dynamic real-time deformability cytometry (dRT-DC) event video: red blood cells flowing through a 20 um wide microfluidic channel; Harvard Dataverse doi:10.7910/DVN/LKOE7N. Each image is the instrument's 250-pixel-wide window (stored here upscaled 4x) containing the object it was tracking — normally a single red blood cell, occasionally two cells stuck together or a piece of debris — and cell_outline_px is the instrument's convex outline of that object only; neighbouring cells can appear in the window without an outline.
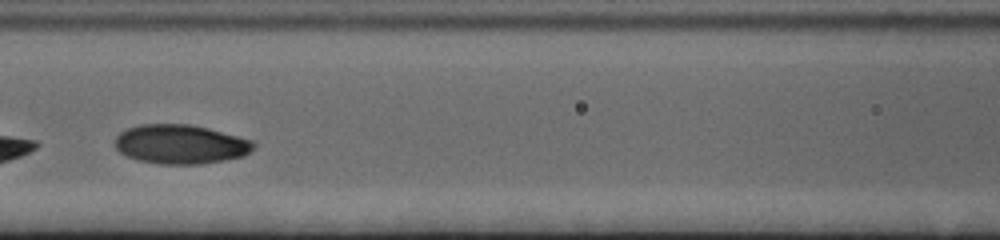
{"species": "human", "species_latin": "Homo sapiens", "temperature_condition": "cold", "stored_images_in_passage": 45, "segment_of_instrument_passage": [2, 2], "camera_frame_rate_fps": 3000, "um_per_image_px": 0.085, "donor": {"sex": "female"}, "frame": {"image": 1, "passage_image": 19, "time_ms": 6.0, "image_size_px": [1000, 240], "cell_outline_px": [[256, 148], [244, 156], [224, 160], [200, 164], [160, 164], [136, 160], [120, 152], [116, 148], [116, 136], [120, 132], [128, 128], [140, 124], [188, 124], [208, 128], [252, 140], [256, 144]], "centroid_in_image_um": [15.36, 12.26], "position_along_channel_um": 151.2, "area_um2": 31.73}}
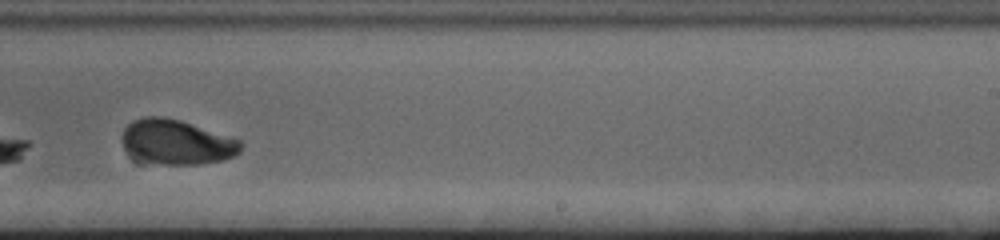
{"frame": {"image": 2, "passage_image": 30, "time_ms": 9.667, "image_size_px": [1000, 240], "cell_outline_px": [[244, 144], [240, 152], [224, 160], [196, 164], [160, 164], [148, 160], [128, 152], [124, 148], [120, 140], [120, 136], [124, 128], [132, 120], [144, 116], [164, 116], [180, 120], [240, 140]], "centroid_in_image_um": [15.0, 12.05], "position_along_channel_um": 274.0, "area_um2": 30.75}}
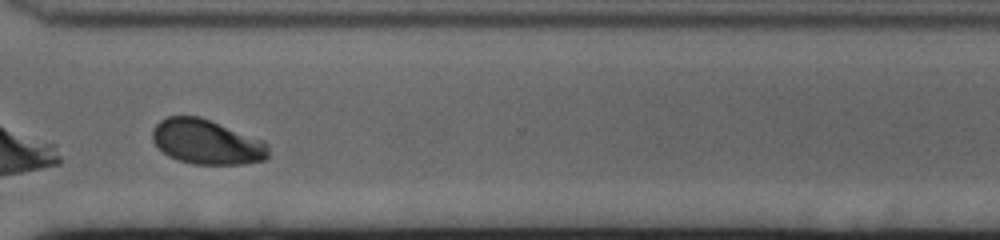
{"frame": {"image": 3, "passage_image": 37, "time_ms": 12.0, "image_size_px": [1000, 240], "cell_outline_px": [[268, 160], [244, 164], [192, 164], [168, 156], [152, 140], [152, 128], [160, 120], [168, 116], [200, 116], [264, 140], [268, 144]], "centroid_in_image_um": [17.59, 12.06], "position_along_channel_um": 353.0, "area_um2": 30.46}}